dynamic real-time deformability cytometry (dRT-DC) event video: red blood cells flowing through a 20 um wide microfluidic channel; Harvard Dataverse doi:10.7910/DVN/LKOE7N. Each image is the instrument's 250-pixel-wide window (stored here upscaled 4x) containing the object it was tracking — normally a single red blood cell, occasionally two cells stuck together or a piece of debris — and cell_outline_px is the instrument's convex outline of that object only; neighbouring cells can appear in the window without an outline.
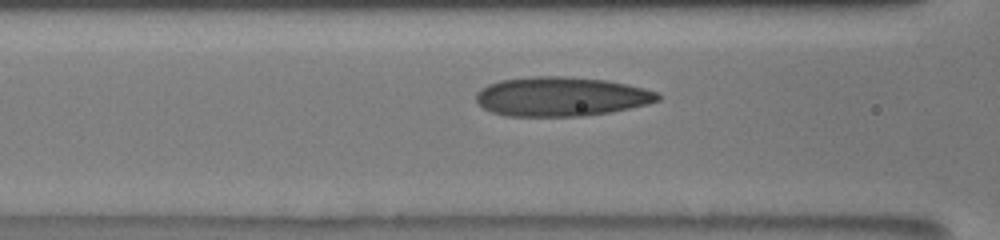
{"species": "human", "species_latin": "Homo sapiens", "temperature_condition": "room temperature", "stored_images_in_passage": 17, "camera_frame_rate_fps": 3000, "um_per_image_px": 0.085, "donor": {"sex": "male"}, "frame": {"image": 1, "passage_image": 8, "time_ms": 2.333, "image_size_px": [1000, 240], "cell_outline_px": [[660, 100], [648, 104], [612, 112], [584, 116], [508, 116], [492, 112], [484, 108], [476, 100], [476, 92], [480, 88], [488, 84], [500, 80], [532, 76], [564, 76], [604, 80], [628, 84], [660, 92]], "centroid_in_image_um": [47.72, 8.21], "position_along_channel_um": 118.9, "area_um2": 41.85}}